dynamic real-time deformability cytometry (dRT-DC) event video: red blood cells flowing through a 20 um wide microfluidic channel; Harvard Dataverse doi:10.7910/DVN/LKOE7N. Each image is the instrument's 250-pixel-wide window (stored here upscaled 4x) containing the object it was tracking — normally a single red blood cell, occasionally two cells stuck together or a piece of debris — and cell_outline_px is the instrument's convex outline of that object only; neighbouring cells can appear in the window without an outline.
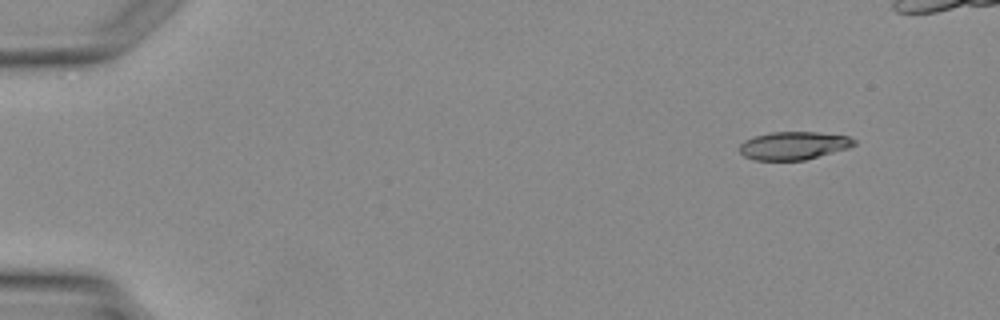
{"species": "Egyptian fruit bat (a non-hibernating species)", "species_latin": "Rousettus aegyptiacus", "temperature_condition": "warm", "stored_images_in_passage": 4, "camera_frame_rate_fps": 3000, "um_per_image_px": 0.085, "animal": {"sex": "female"}, "frame": {"image": 1, "passage_image": 1, "time_ms": 0.0, "image_size_px": [1000, 320], "cell_outline_px": [[856, 144], [848, 148], [804, 160], [756, 160], [744, 156], [740, 152], [740, 144], [744, 140], [752, 136], [772, 132], [816, 132], [848, 136], [856, 140]], "centroid_in_image_um": [67.44, 12.37], "position_along_channel_um": 17.6, "area_um2": 18.67}}